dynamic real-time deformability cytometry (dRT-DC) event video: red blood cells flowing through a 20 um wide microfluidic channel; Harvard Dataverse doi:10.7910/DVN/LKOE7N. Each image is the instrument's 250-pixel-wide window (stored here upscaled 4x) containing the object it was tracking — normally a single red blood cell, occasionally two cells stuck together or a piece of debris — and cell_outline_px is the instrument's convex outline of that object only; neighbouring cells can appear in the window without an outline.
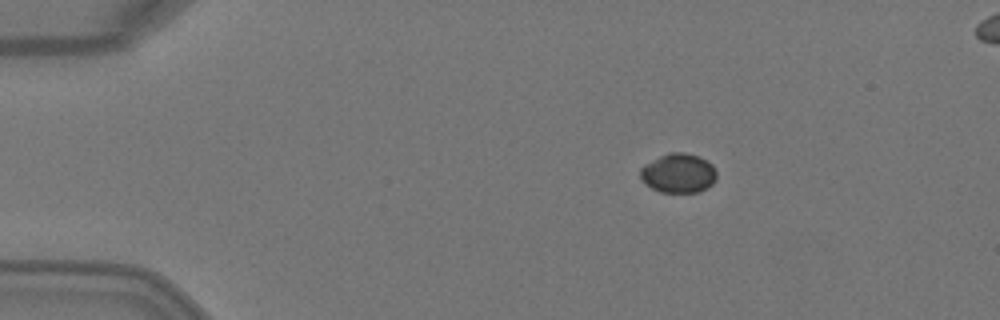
{"species": "Egyptian fruit bat (a non-hibernating species)", "species_latin": "Rousettus aegyptiacus", "temperature_condition": "warm", "stored_images_in_passage": 3, "segment_of_instrument_passage": [1, 2], "camera_frame_rate_fps": 3000, "um_per_image_px": 0.085, "animal": {"sex": "female"}, "frame": {"image": 1, "passage_image": 1, "time_ms": 0.0, "image_size_px": [1000, 320], "cell_outline_px": [[716, 180], [708, 188], [700, 192], [660, 192], [644, 184], [640, 180], [640, 168], [644, 164], [668, 152], [684, 152], [700, 156], [708, 160], [712, 164], [716, 172]], "centroid_in_image_um": [57.66, 14.72], "position_along_channel_um": 27.3, "area_um2": 17.86}}